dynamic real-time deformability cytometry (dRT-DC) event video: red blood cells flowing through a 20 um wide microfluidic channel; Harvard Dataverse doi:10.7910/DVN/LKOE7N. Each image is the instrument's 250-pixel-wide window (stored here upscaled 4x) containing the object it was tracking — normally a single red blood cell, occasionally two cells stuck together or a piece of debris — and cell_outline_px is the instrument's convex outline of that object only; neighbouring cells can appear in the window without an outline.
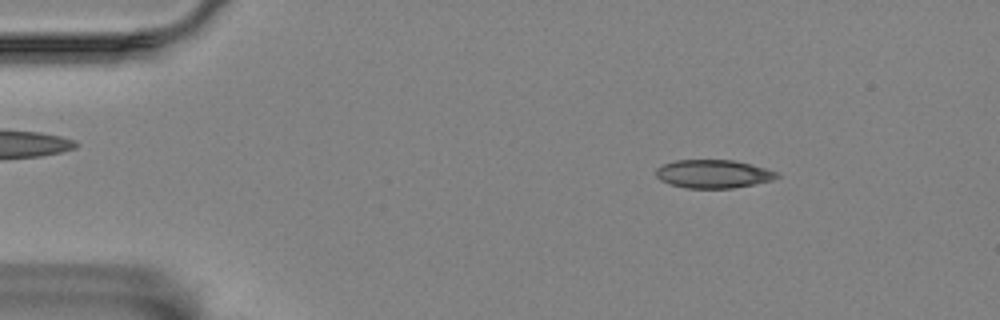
{"species": "Egyptian fruit bat (a non-hibernating species)", "species_latin": "Rousettus aegyptiacus", "temperature_condition": "room temperature", "stored_images_in_passage": 57, "camera_frame_rate_fps": 3000, "um_per_image_px": 0.085, "animal": {"sex": "female"}, "frame": {"image": 1, "passage_image": 8, "time_ms": 2.333, "image_size_px": [1000, 320], "cell_outline_px": [[780, 176], [772, 180], [732, 188], [688, 188], [672, 184], [660, 180], [656, 176], [656, 168], [664, 164], [676, 160], [732, 160], [752, 164], [776, 172]], "centroid_in_image_um": [60.61, 14.77], "position_along_channel_um": 24.4, "area_um2": 19.71}}
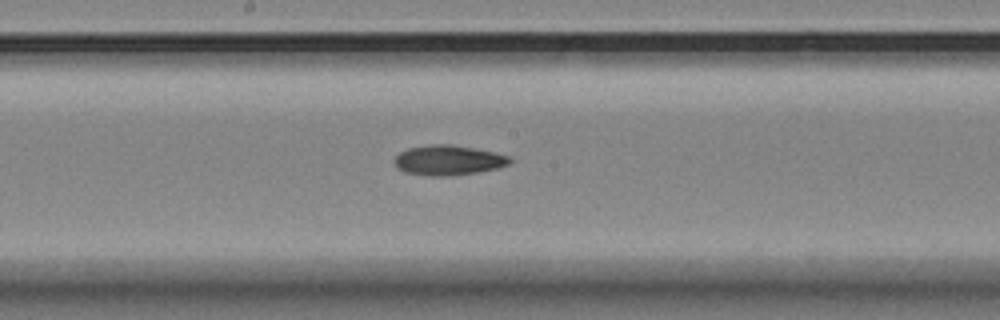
{"frame": {"image": 2, "passage_image": 30, "time_ms": 9.667, "image_size_px": [1000, 320], "cell_outline_px": [[512, 164], [480, 172], [448, 176], [428, 176], [404, 172], [396, 168], [392, 160], [400, 152], [408, 148], [432, 144], [452, 144], [496, 152], [508, 156], [512, 160]], "centroid_in_image_um": [38.1, 13.62], "position_along_channel_um": 210.1, "area_um2": 20.46}}
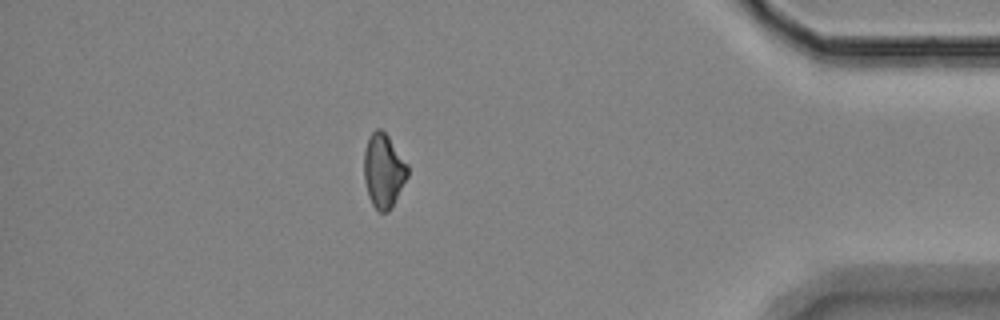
{"frame": {"image": 3, "passage_image": 50, "time_ms": 16.333, "image_size_px": [1000, 320], "cell_outline_px": [[408, 176], [392, 208], [388, 212], [380, 212], [372, 204], [368, 196], [364, 180], [364, 148], [372, 132], [376, 128], [380, 128], [388, 136], [408, 164]], "centroid_in_image_um": [32.6, 14.52], "position_along_channel_um": 402.6, "area_um2": 18.9}}